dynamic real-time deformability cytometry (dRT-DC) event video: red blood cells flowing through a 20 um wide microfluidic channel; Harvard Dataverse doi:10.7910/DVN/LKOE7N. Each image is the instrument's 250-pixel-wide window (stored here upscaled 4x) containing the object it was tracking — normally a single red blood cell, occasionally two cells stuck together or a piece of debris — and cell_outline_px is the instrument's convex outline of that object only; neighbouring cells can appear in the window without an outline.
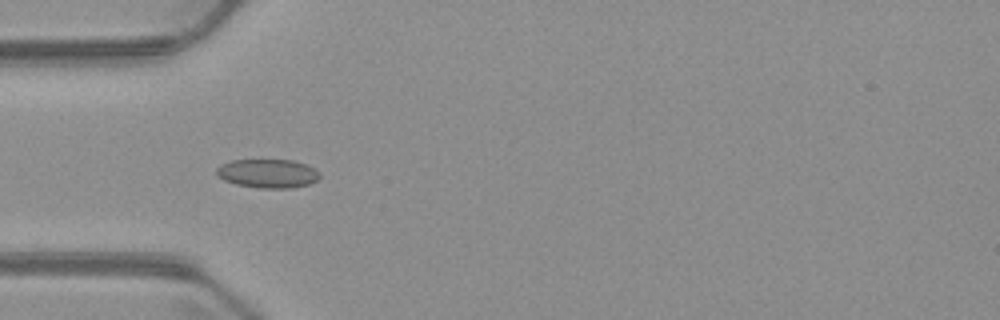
{"species": "common noctule bat (a hibernating species)", "species_latin": "Nyctalus noctula", "temperature_condition": "warm", "stored_images_in_passage": 7, "camera_frame_rate_fps": 3000, "um_per_image_px": 0.085, "animal": {"sex": "male", "body_mass_g": 23.1, "forearm_length_mm": 52.7}, "frame": {"image": 1, "passage_image": 5, "time_ms": 5.0, "image_size_px": [1000, 320], "cell_outline_px": [[320, 176], [316, 180], [308, 184], [292, 188], [260, 188], [236, 184], [224, 180], [216, 176], [216, 168], [220, 164], [232, 160], [292, 160], [308, 164], [320, 172]], "centroid_in_image_um": [22.75, 14.74], "position_along_channel_um": 62.2, "area_um2": 17.46}}
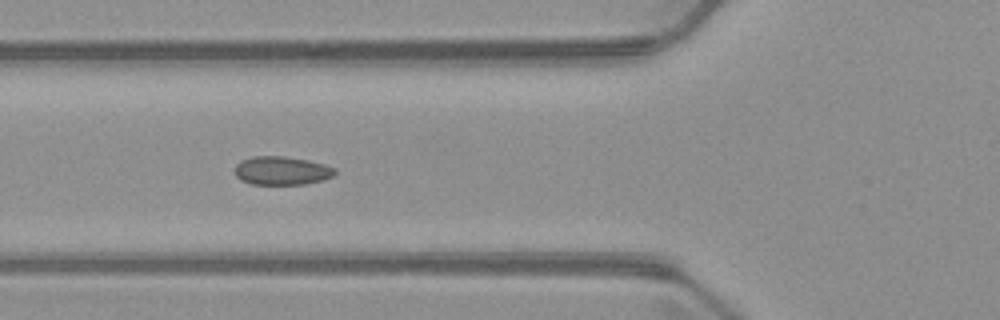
{"frame": {"image": 2, "passage_image": 6, "time_ms": 6.0, "image_size_px": [1000, 320], "cell_outline_px": [[336, 172], [332, 176], [324, 180], [304, 184], [252, 184], [240, 180], [236, 176], [236, 164], [240, 160], [252, 156], [284, 156], [308, 160], [324, 164], [336, 168]], "centroid_in_image_um": [23.95, 14.5], "position_along_channel_um": 101.9, "area_um2": 16.7}}
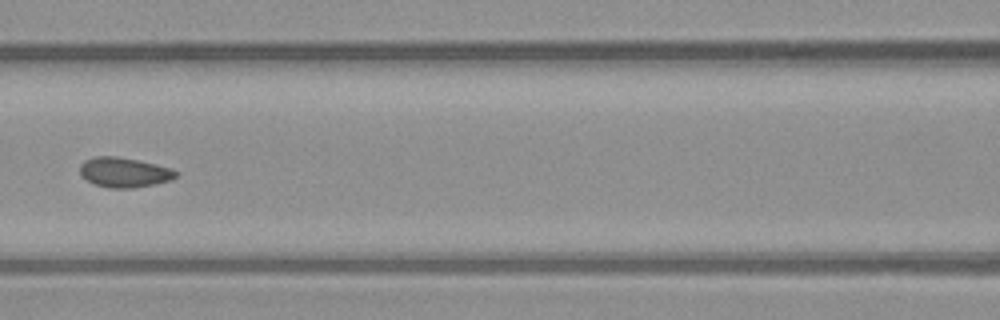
{"frame": {"image": 3, "passage_image": 7, "time_ms": 7.333, "image_size_px": [1000, 320], "cell_outline_px": [[180, 172], [172, 180], [132, 188], [108, 188], [96, 184], [88, 180], [80, 172], [80, 164], [84, 160], [96, 156], [116, 156], [156, 164]], "centroid_in_image_um": [10.56, 14.64], "position_along_channel_um": 156.0, "area_um2": 16.47}}